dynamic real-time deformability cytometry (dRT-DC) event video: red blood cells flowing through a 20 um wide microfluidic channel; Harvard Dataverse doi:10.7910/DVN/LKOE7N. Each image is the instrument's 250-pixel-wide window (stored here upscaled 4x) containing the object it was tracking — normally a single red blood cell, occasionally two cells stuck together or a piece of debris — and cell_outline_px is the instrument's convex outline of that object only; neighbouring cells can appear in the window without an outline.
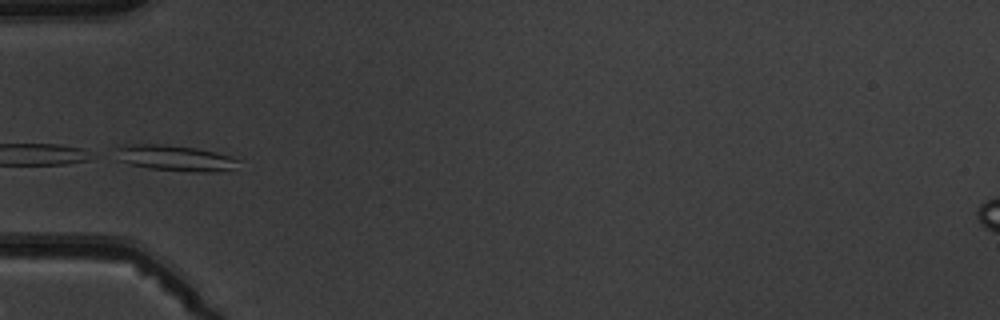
{"species": "common noctule bat (a hibernating species)", "species_latin": "Nyctalus noctula", "temperature_condition": "warm", "stored_images_in_passage": 5, "camera_frame_rate_fps": 3000, "um_per_image_px": 0.085, "animal": {"sex": "male", "body_mass_g": 19.5, "forearm_length_mm": 54.6}, "frame": {"image": 1, "passage_image": 5, "time_ms": 4.667, "image_size_px": [1000, 320], "cell_outline_px": [[240, 160], [232, 168], [216, 172], [192, 172], [148, 168], [128, 164], [116, 160], [108, 156], [116, 148], [124, 144], [168, 144], [196, 148], [232, 156]], "centroid_in_image_um": [14.72, 13.42], "position_along_channel_um": 70.3, "area_um2": 18.96}}